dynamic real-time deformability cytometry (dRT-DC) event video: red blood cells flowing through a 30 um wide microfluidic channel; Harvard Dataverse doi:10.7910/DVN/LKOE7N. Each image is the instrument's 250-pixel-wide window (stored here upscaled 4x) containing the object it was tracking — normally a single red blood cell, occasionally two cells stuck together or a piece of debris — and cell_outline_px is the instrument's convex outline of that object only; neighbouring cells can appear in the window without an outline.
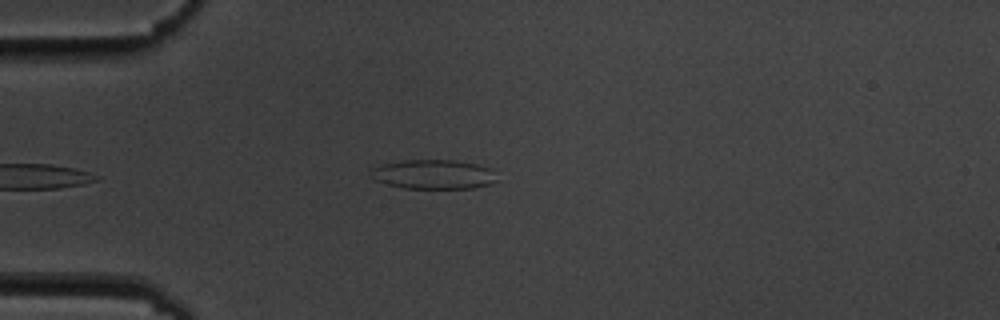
{"species": "common noctule bat (a hibernating species)", "species_latin": "Nyctalus noctula", "temperature_condition": "cold", "stored_images_in_passage": 5, "camera_frame_rate_fps": 3000, "um_per_image_px": 0.085, "animal": {"sex": "male", "body_mass_g": 19.5, "forearm_length_mm": 54.6}, "frame": {"image": 1, "passage_image": 5, "time_ms": 5.333, "image_size_px": [1000, 320], "cell_outline_px": [[496, 180], [488, 184], [476, 188], [404, 188], [388, 184], [376, 180], [368, 176], [372, 168], [384, 164], [404, 160], [456, 160], [476, 164], [492, 168]], "centroid_in_image_um": [36.84, 14.81], "position_along_channel_um": 48.2, "area_um2": 21.5}}